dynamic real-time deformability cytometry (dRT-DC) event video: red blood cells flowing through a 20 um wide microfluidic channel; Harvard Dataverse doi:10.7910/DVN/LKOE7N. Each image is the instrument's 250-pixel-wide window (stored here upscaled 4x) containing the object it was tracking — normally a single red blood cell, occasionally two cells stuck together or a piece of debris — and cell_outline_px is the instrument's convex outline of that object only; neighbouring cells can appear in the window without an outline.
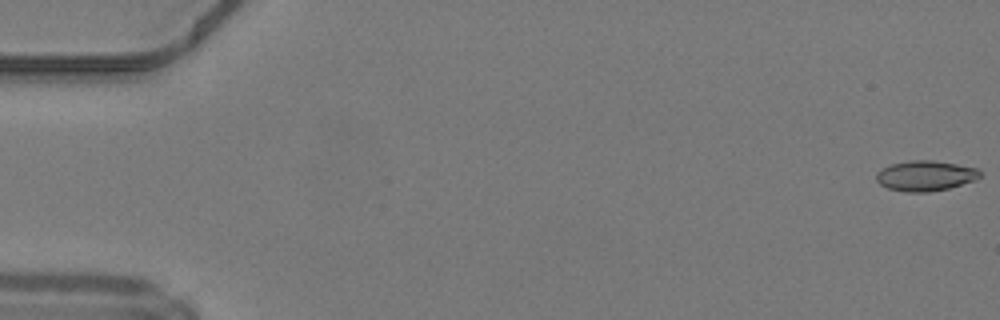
{"species": "common noctule bat (a hibernating species)", "species_latin": "Nyctalus noctula", "temperature_condition": "warm", "stored_images_in_passage": 49, "camera_frame_rate_fps": 3000, "um_per_image_px": 0.085, "animal": {"sex": "male", "body_mass_g": 19.2, "forearm_length_mm": 51.8}, "frame": {"image": 1, "passage_image": 1, "time_ms": 0.0, "image_size_px": [1000, 320], "cell_outline_px": [[980, 176], [976, 180], [948, 188], [928, 192], [908, 192], [888, 188], [880, 184], [876, 180], [876, 172], [880, 168], [892, 164], [908, 160], [932, 160], [956, 164], [976, 168], [980, 172]], "centroid_in_image_um": [78.62, 14.93], "position_along_channel_um": 6.4, "area_um2": 18.26}}
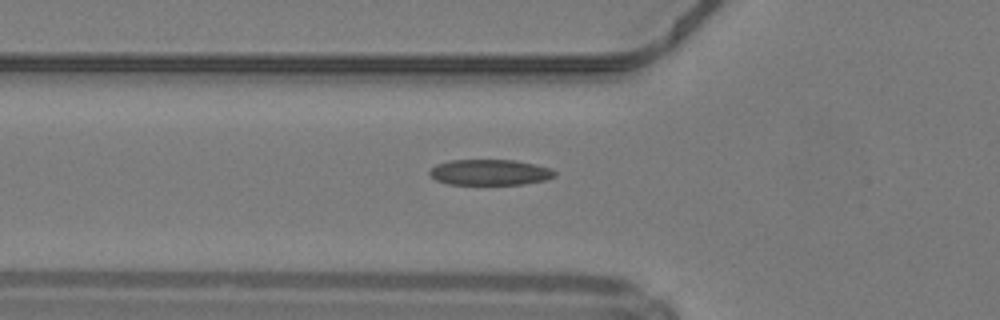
{"frame": {"image": 2, "passage_image": 18, "time_ms": 5.667, "image_size_px": [1000, 320], "cell_outline_px": [[556, 176], [548, 180], [524, 184], [448, 184], [436, 180], [428, 172], [436, 164], [452, 160], [516, 160], [536, 164], [552, 168], [556, 172]], "centroid_in_image_um": [41.7, 14.64], "position_along_channel_um": 84.1, "area_um2": 18.9}}
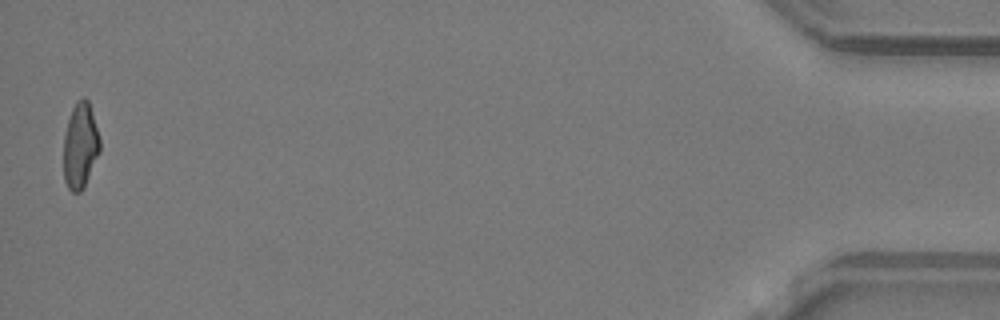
{"frame": {"image": 3, "passage_image": 49, "time_ms": 16.0, "image_size_px": [1000, 320], "cell_outline_px": [[100, 152], [84, 188], [80, 192], [72, 192], [68, 188], [64, 180], [64, 136], [68, 120], [72, 108], [76, 100], [84, 96], [88, 100], [100, 140]], "centroid_in_image_um": [6.82, 12.4], "position_along_channel_um": 428.4, "area_um2": 18.15}, "authors_computed_cell_mechanics": {"area_um2": 18.6116, "velocity_mm_per_s": 4.2473, "shape_relaxation_time_tau1_ms": 8.3419, "shape_relaxation_time_tau2_ms": 1.8226, "deformation_change_tau1": 0.2275, "deformation_change_tau2": 0.0887}}